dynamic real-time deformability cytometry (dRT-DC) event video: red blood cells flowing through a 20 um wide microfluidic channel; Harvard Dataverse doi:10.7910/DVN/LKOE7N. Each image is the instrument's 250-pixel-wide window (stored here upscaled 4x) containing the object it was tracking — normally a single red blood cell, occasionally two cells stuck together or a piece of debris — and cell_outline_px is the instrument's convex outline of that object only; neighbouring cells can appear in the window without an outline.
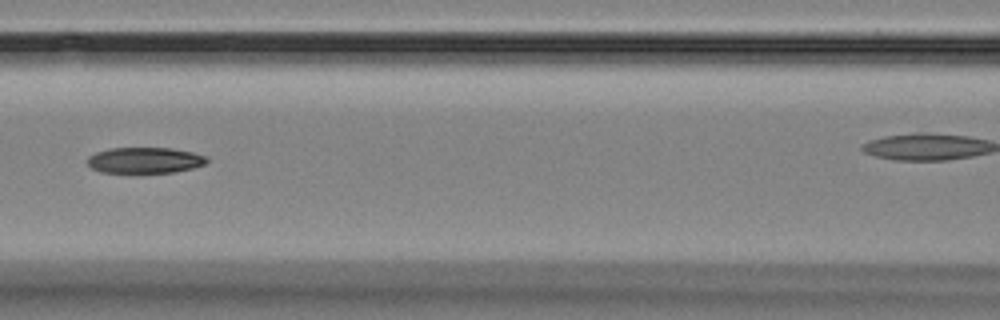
{"species": "Egyptian fruit bat (a non-hibernating species)", "species_latin": "Rousettus aegyptiacus", "temperature_condition": "room temperature", "stored_images_in_passage": 9, "camera_frame_rate_fps": 3000, "um_per_image_px": 0.085, "animal": {"sex": "female"}, "frame": {"image": 1, "passage_image": 8, "time_ms": 8.0, "image_size_px": [1000, 320], "cell_outline_px": [[208, 160], [204, 164], [192, 168], [172, 172], [100, 172], [92, 168], [88, 164], [88, 156], [96, 152], [112, 148], [172, 148], [192, 152], [208, 156]], "centroid_in_image_um": [12.32, 13.61], "position_along_channel_um": 154.3, "area_um2": 17.86}}